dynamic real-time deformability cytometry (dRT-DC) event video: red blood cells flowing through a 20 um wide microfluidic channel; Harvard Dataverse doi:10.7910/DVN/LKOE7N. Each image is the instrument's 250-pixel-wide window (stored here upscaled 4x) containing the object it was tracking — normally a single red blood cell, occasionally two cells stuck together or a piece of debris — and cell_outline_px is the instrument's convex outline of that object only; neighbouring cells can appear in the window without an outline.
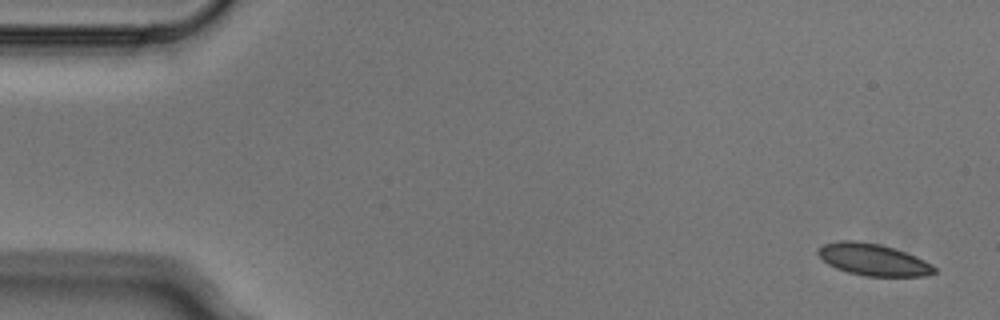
{"species": "Egyptian fruit bat (a non-hibernating species)", "species_latin": "Rousettus aegyptiacus", "temperature_condition": "cold", "stored_images_in_passage": 4, "camera_frame_rate_fps": 3000, "um_per_image_px": 0.085, "animal": {"sex": "male"}, "frame": {"image": 1, "passage_image": 1, "time_ms": 0.0, "image_size_px": [1000, 320], "cell_outline_px": [[936, 272], [924, 276], [864, 276], [848, 272], [836, 268], [828, 264], [816, 252], [824, 244], [840, 240], [856, 240], [880, 244], [896, 248], [916, 256], [932, 264], [936, 268]], "centroid_in_image_um": [74.24, 22.06], "position_along_channel_um": 10.8, "area_um2": 21.62}}
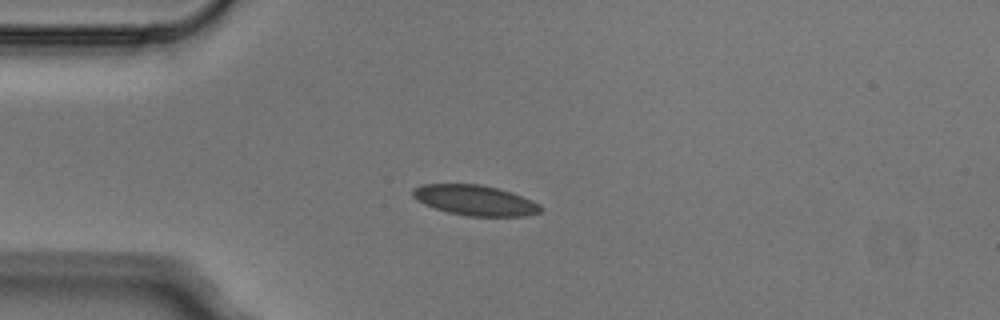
{"frame": {"image": 2, "passage_image": 4, "time_ms": 1.0, "image_size_px": [1000, 320], "cell_outline_px": [[544, 208], [540, 212], [528, 216], [468, 216], [448, 212], [424, 204], [416, 200], [412, 196], [412, 188], [420, 184], [480, 184], [512, 192], [532, 200], [540, 204]], "centroid_in_image_um": [40.38, 17.02], "position_along_channel_um": 44.6, "area_um2": 22.72}}